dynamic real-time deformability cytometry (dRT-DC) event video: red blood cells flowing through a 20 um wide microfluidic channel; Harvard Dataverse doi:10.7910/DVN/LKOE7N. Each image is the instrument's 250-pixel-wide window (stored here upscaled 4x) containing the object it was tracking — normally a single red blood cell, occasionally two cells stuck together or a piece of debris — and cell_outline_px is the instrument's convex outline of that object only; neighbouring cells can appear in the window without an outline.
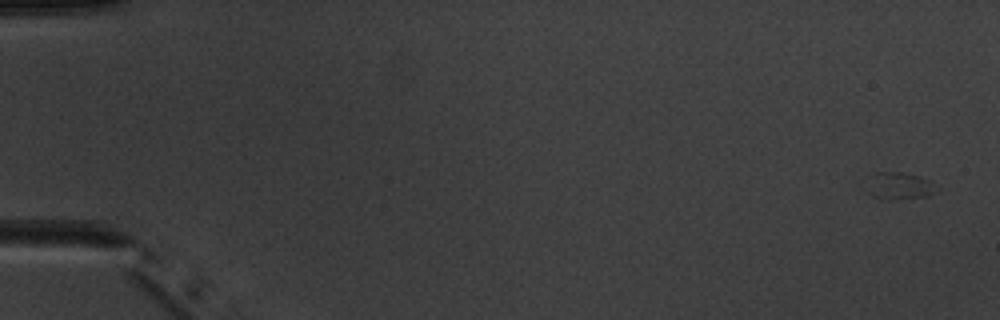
{"species": "common noctule bat (a hibernating species)", "species_latin": "Nyctalus noctula", "temperature_condition": "warm", "stored_images_in_passage": 6, "camera_frame_rate_fps": 3000, "um_per_image_px": 0.085, "animal": {"sex": "male", "body_mass_g": 20.1, "forearm_length_mm": 53.5}, "frame": {"image": 1, "passage_image": 1, "time_ms": 0.0, "image_size_px": [1000, 320], "cell_outline_px": [[940, 188], [928, 196], [892, 200], [880, 200], [872, 196], [868, 192], [876, 172], [900, 172], [920, 176], [928, 180]], "centroid_in_image_um": [76.52, 15.83], "position_along_channel_um": 8.5, "area_um2": 10.81}}
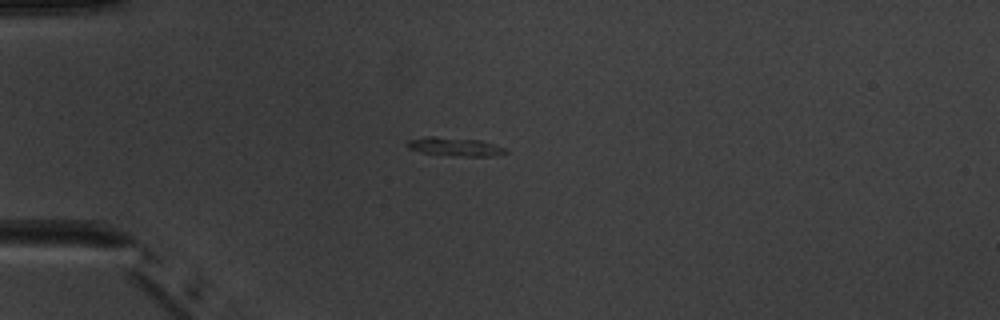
{"frame": {"image": 2, "passage_image": 5, "time_ms": 4.667, "image_size_px": [1000, 320], "cell_outline_px": [[508, 152], [488, 156], [460, 156], [420, 152], [408, 148], [408, 140], [424, 136], [436, 136], [480, 140], [504, 148]], "centroid_in_image_um": [38.61, 12.45], "position_along_channel_um": 46.4, "area_um2": 10.4}}